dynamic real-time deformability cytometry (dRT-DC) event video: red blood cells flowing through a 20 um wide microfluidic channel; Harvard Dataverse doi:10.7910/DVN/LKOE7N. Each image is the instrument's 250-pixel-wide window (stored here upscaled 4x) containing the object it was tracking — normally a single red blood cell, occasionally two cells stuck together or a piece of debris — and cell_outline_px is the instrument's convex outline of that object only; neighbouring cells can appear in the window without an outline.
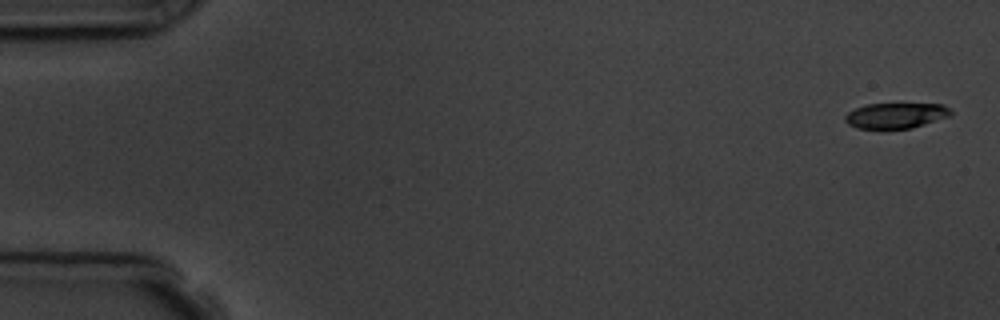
{"species": "common noctule bat (a hibernating species)", "species_latin": "Nyctalus noctula", "temperature_condition": "room temperature", "stored_images_in_passage": 5, "camera_frame_rate_fps": 3000, "um_per_image_px": 0.085, "animal": {"sex": "male", "body_mass_g": 19.5, "forearm_length_mm": 54.6}, "frame": {"image": 1, "passage_image": 1, "time_ms": 0.0, "image_size_px": [1000, 320], "cell_outline_px": [[952, 112], [948, 116], [912, 128], [856, 128], [848, 124], [844, 120], [844, 116], [848, 112], [856, 108], [868, 104], [944, 104]], "centroid_in_image_um": [76.11, 9.82], "position_along_channel_um": 8.9, "area_um2": 15.43}}
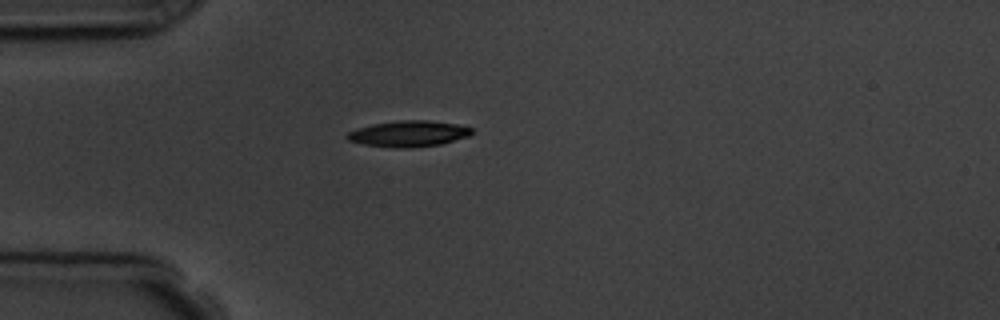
{"frame": {"image": 2, "passage_image": 5, "time_ms": 4.667, "image_size_px": [1000, 320], "cell_outline_px": [[472, 132], [468, 136], [440, 144], [412, 148], [396, 148], [364, 144], [348, 140], [344, 136], [348, 132], [356, 128], [372, 124], [400, 120], [428, 120], [456, 124], [472, 128]], "centroid_in_image_um": [34.69, 11.36], "position_along_channel_um": 50.3, "area_um2": 18.84}}